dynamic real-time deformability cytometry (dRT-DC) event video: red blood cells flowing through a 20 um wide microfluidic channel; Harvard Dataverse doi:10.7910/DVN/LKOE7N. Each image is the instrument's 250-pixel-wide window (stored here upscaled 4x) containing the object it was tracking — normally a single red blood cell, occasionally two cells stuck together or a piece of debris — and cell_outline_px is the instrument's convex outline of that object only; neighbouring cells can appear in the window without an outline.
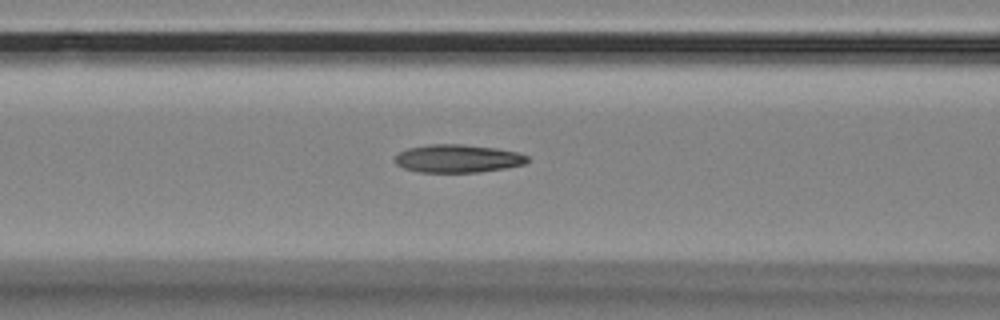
{"species": "Egyptian fruit bat (a non-hibernating species)", "species_latin": "Rousettus aegyptiacus", "temperature_condition": "room temperature", "stored_images_in_passage": 52, "camera_frame_rate_fps": 3000, "um_per_image_px": 0.085, "animal": {"sex": "female"}, "frame": {"image": 1, "passage_image": 19, "time_ms": 6.0, "image_size_px": [1000, 320], "cell_outline_px": [[528, 160], [524, 164], [504, 168], [480, 172], [420, 172], [404, 168], [396, 164], [396, 156], [400, 152], [408, 148], [428, 144], [464, 144], [496, 148], [520, 152], [528, 156]], "centroid_in_image_um": [38.93, 13.47], "position_along_channel_um": 127.7, "area_um2": 21.62}}
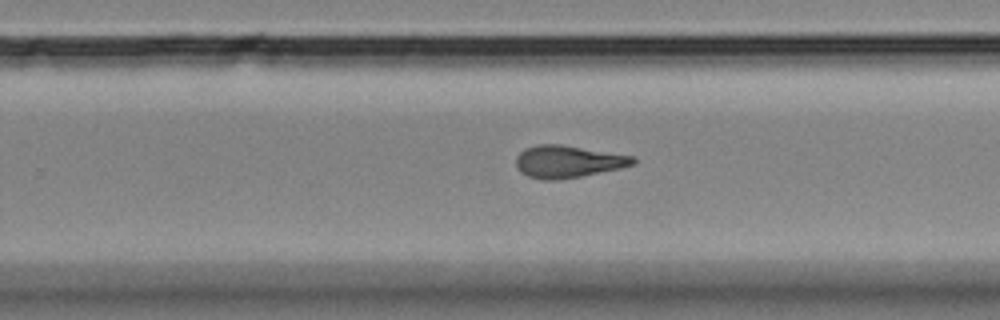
{"frame": {"image": 2, "passage_image": 32, "time_ms": 10.333, "image_size_px": [1000, 320], "cell_outline_px": [[636, 164], [620, 168], [580, 176], [556, 180], [544, 180], [528, 176], [520, 172], [516, 168], [516, 156], [524, 148], [536, 144], [560, 144], [636, 156]], "centroid_in_image_um": [48.26, 13.72], "position_along_channel_um": 281.5, "area_um2": 22.14}}
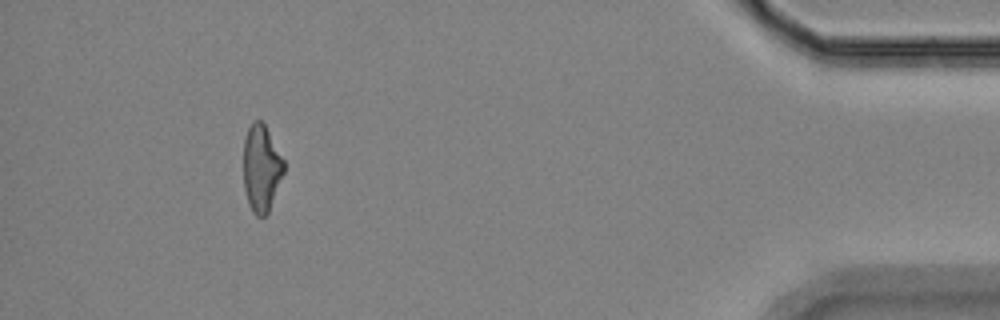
{"frame": {"image": 3, "passage_image": 48, "time_ms": 15.667, "image_size_px": [1000, 320], "cell_outline_px": [[284, 172], [268, 212], [264, 216], [256, 216], [252, 212], [248, 204], [244, 188], [244, 140], [248, 128], [252, 120], [260, 120], [264, 124], [284, 160]], "centroid_in_image_um": [22.2, 14.3], "position_along_channel_um": 413.0, "area_um2": 20.29}, "authors_computed_cell_mechanics": {"area_um2": 21.4727, "velocity_mm_per_s": 3.5525, "shape_relaxation_time_tau1_ms": 10.9597, "shape_relaxation_time_tau2_ms": 2.9473, "deformation_change_tau1": 0.2523, "deformation_change_tau2": 0.1246}}